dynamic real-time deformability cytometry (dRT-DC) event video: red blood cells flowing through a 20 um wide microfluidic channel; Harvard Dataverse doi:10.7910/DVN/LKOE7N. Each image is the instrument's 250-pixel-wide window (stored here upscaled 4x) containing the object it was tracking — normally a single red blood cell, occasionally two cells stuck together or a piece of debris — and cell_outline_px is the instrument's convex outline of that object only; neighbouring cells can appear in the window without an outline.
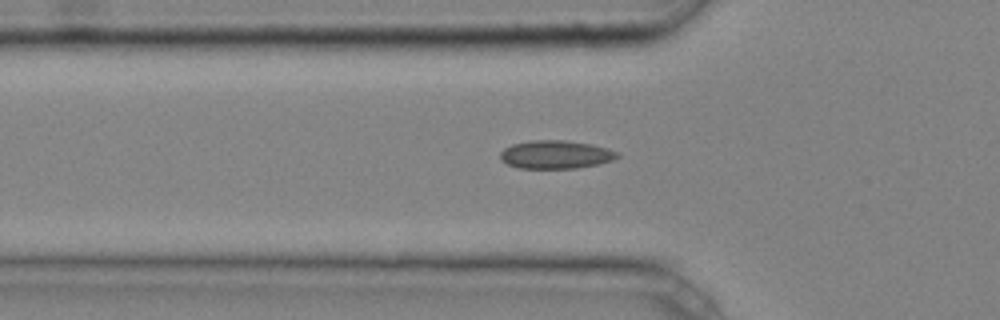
{"species": "common noctule bat (a hibernating species)", "species_latin": "Nyctalus noctula", "temperature_condition": "cold", "stored_images_in_passage": 35, "camera_frame_rate_fps": 3000, "um_per_image_px": 0.085, "animal": {"sex": "male", "body_mass_g": 20.4}, "frame": {"image": 1, "passage_image": 6, "time_ms": 1.667, "image_size_px": [1000, 320], "cell_outline_px": [[620, 156], [612, 160], [600, 164], [576, 168], [516, 168], [500, 160], [500, 152], [504, 148], [512, 144], [532, 140], [564, 140], [592, 144], [620, 152]], "centroid_in_image_um": [47.24, 13.14], "position_along_channel_um": 78.6, "area_um2": 19.42}}
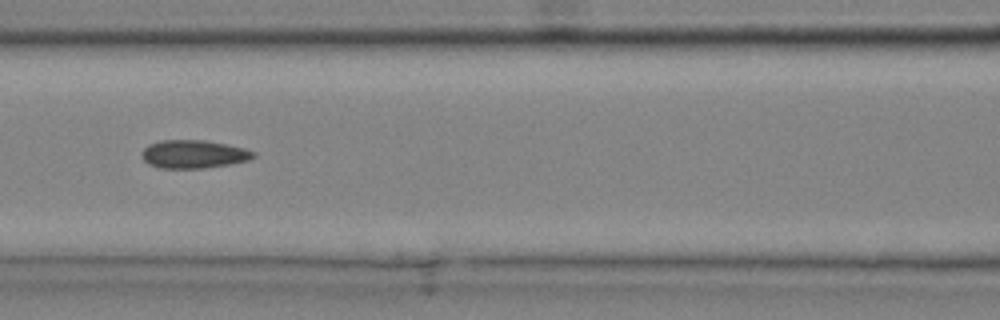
{"frame": {"image": 2, "passage_image": 11, "time_ms": 3.333, "image_size_px": [1000, 320], "cell_outline_px": [[256, 156], [248, 160], [228, 164], [204, 168], [160, 168], [148, 164], [140, 156], [140, 152], [148, 144], [160, 140], [204, 140], [244, 148], [256, 152]], "centroid_in_image_um": [16.41, 13.1], "position_along_channel_um": 150.2, "area_um2": 18.38}}